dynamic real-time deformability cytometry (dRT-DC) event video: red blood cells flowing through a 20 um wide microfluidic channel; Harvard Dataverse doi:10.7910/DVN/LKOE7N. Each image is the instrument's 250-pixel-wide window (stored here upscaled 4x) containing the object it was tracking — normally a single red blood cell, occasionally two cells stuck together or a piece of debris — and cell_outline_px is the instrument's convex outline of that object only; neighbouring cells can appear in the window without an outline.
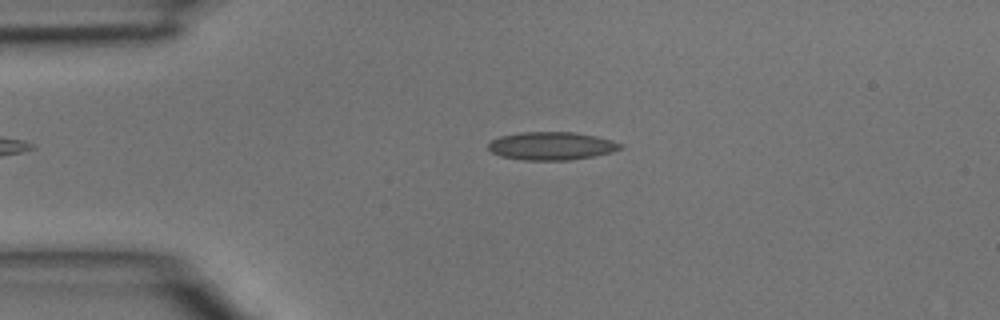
{"species": "common noctule bat (a hibernating species)", "species_latin": "Nyctalus noctula", "temperature_condition": "room temperature", "stored_images_in_passage": 45, "camera_frame_rate_fps": 3000, "um_per_image_px": 0.085, "animal": {"sex": "male", "body_mass_g": 15.6}, "frame": {"image": 1, "passage_image": 10, "time_ms": 3.0, "image_size_px": [1000, 320], "cell_outline_px": [[624, 144], [620, 148], [612, 152], [592, 156], [568, 160], [524, 160], [500, 156], [492, 152], [488, 148], [488, 144], [492, 140], [500, 136], [520, 132], [576, 132], [596, 136], [612, 140]], "centroid_in_image_um": [46.87, 12.4], "position_along_channel_um": 38.1, "area_um2": 21.56}}
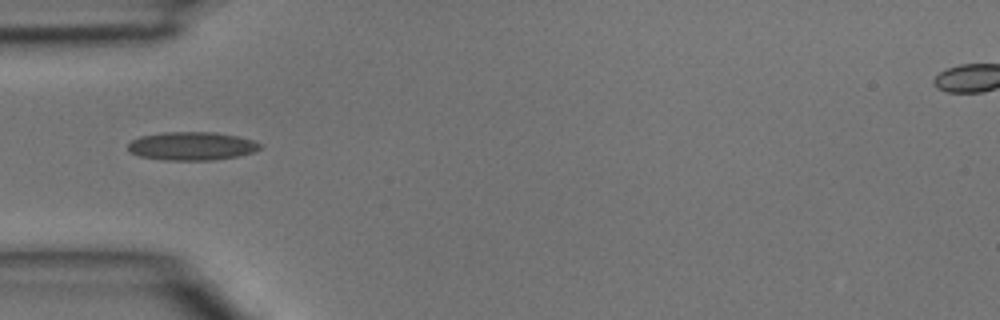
{"frame": {"image": 2, "passage_image": 14, "time_ms": 4.333, "image_size_px": [1000, 320], "cell_outline_px": [[260, 148], [252, 152], [236, 156], [212, 160], [164, 160], [140, 156], [132, 152], [128, 148], [128, 144], [132, 140], [140, 136], [164, 132], [216, 132], [236, 136], [252, 140], [260, 144]], "centroid_in_image_um": [16.27, 12.41], "position_along_channel_um": 68.7, "area_um2": 21.56}}
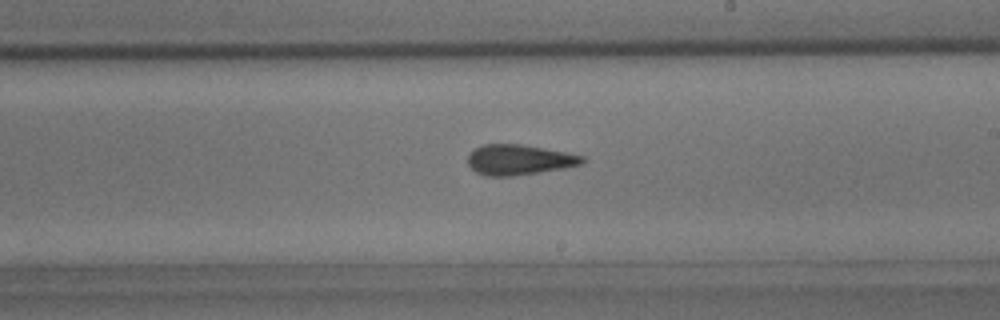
{"frame": {"image": 3, "passage_image": 26, "time_ms": 8.333, "image_size_px": [1000, 320], "cell_outline_px": [[588, 160], [584, 164], [564, 168], [540, 172], [512, 176], [484, 176], [476, 172], [468, 164], [468, 156], [476, 148], [484, 144], [520, 144], [544, 148], [584, 156]], "centroid_in_image_um": [44.16, 13.59], "position_along_channel_um": 244.8, "area_um2": 20.23}}